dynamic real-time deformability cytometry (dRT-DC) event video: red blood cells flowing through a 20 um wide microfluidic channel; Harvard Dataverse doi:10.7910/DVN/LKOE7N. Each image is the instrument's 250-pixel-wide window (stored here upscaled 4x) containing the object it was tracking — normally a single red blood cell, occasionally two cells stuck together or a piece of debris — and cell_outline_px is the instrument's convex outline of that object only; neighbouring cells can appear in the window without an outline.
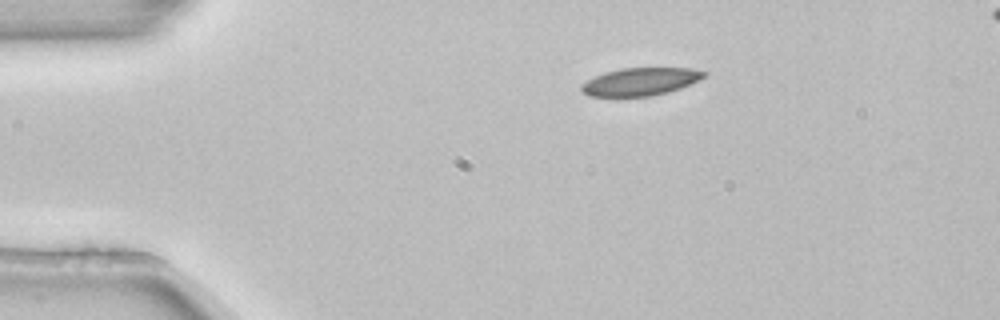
{"species": "common noctule bat (a hibernating species)", "species_latin": "Nyctalus noctula", "temperature_condition": "room temperature", "stored_images_in_passage": 3, "segment_of_instrument_passage": [1, 2], "camera_frame_rate_fps": 3000, "um_per_image_px": 0.085, "animal": {"sex": "female", "body_mass_g": 22.7, "forearm_length_mm": 54.2}, "frame": {"image": 1, "passage_image": 1, "time_ms": 0.0, "image_size_px": [1000, 320], "cell_outline_px": [[708, 76], [680, 88], [668, 92], [652, 96], [588, 96], [580, 88], [580, 84], [596, 76], [620, 68], [692, 68], [708, 72]], "centroid_in_image_um": [54.48, 6.93], "position_along_channel_um": 30.5, "area_um2": 19.77}}